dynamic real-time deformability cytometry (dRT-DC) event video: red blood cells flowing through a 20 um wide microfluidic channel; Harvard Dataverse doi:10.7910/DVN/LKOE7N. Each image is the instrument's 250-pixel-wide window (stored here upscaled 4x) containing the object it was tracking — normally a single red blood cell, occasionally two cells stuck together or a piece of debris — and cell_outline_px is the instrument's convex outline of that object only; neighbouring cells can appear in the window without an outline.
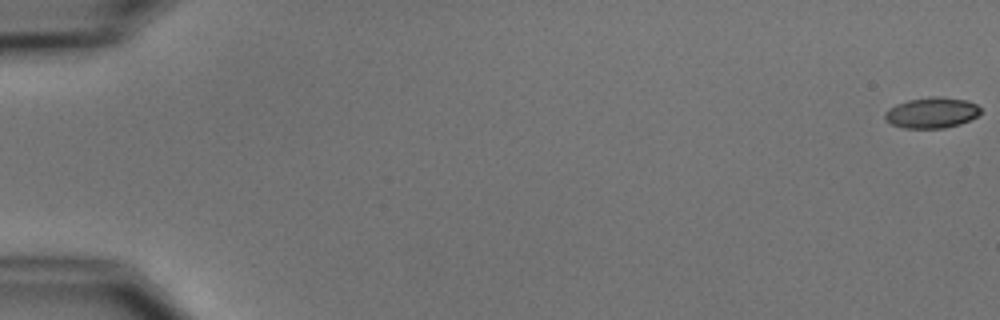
{"species": "common noctule bat (a hibernating species)", "species_latin": "Nyctalus noctula", "temperature_condition": "cold", "stored_images_in_passage": 6, "camera_frame_rate_fps": 3000, "um_per_image_px": 0.085, "animal": {"sex": "male", "body_mass_g": 15.6}, "frame": {"image": 1, "passage_image": 1, "time_ms": 0.0, "image_size_px": [1000, 320], "cell_outline_px": [[980, 112], [976, 116], [960, 124], [944, 128], [904, 128], [892, 124], [884, 120], [884, 112], [888, 108], [896, 104], [908, 100], [932, 96], [936, 96], [968, 100], [976, 104], [980, 108]], "centroid_in_image_um": [79.16, 9.58], "position_along_channel_um": 5.8, "area_um2": 17.17}}
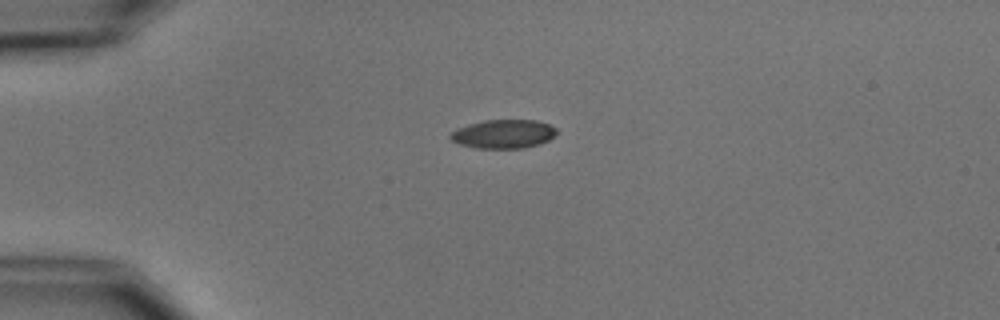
{"frame": {"image": 2, "passage_image": 5, "time_ms": 4.667, "image_size_px": [1000, 320], "cell_outline_px": [[556, 132], [548, 140], [540, 144], [524, 148], [476, 148], [460, 144], [452, 140], [448, 136], [456, 128], [468, 124], [484, 120], [536, 120], [548, 124], [556, 128]], "centroid_in_image_um": [42.77, 11.38], "position_along_channel_um": 42.2, "area_um2": 17.74}}